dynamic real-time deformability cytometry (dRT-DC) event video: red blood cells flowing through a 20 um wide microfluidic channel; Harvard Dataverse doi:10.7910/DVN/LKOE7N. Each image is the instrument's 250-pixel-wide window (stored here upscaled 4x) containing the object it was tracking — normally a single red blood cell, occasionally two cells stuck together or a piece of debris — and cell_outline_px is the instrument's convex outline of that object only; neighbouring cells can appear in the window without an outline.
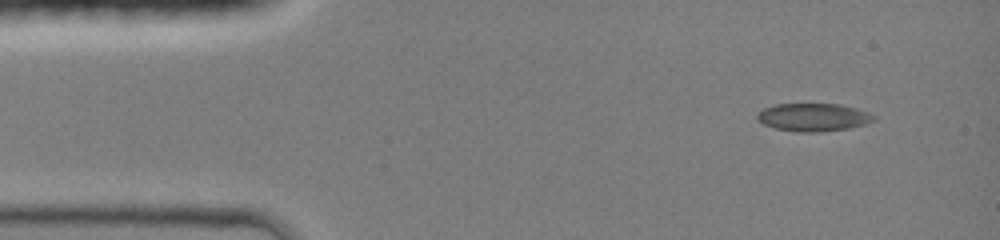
{"species": "common noctule bat (a hibernating species)", "species_latin": "Nyctalus noctula", "temperature_condition": "room temperature", "stored_images_in_passage": 6, "camera_frame_rate_fps": 3000, "um_per_image_px": 0.085, "animal": {"sex": "female", "body_mass_g": 19.0, "forearm_length_mm": 51.5}, "frame": {"image": 1, "passage_image": 1, "time_ms": 0.0, "image_size_px": [1000, 240], "cell_outline_px": [[876, 120], [864, 124], [848, 128], [820, 132], [796, 132], [776, 128], [764, 124], [756, 120], [756, 116], [764, 108], [776, 104], [840, 104], [856, 108], [868, 112], [876, 116]], "centroid_in_image_um": [69.14, 9.97], "position_along_channel_um": 15.9, "area_um2": 18.96}}
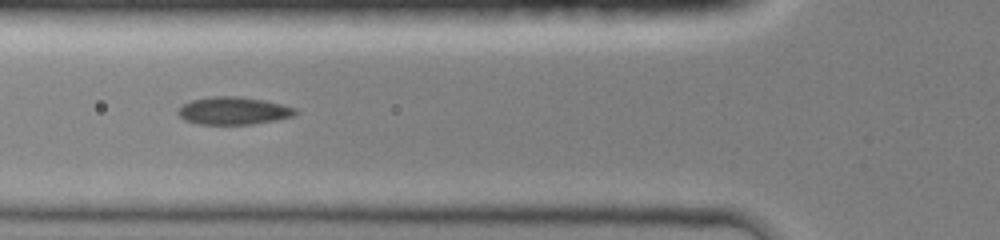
{"frame": {"image": 2, "passage_image": 5, "time_ms": 4.0, "image_size_px": [1000, 240], "cell_outline_px": [[300, 112], [292, 116], [276, 120], [252, 124], [196, 124], [184, 120], [176, 112], [184, 104], [192, 100], [212, 96], [240, 96], [264, 100], [296, 108]], "centroid_in_image_um": [19.85, 9.41], "position_along_channel_um": 106.0, "area_um2": 18.9}}
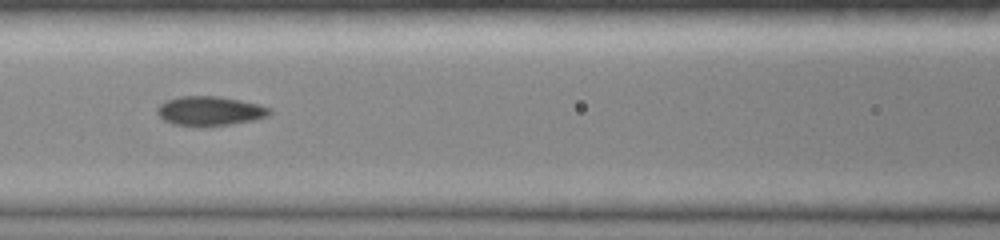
{"frame": {"image": 3, "passage_image": 6, "time_ms": 5.0, "image_size_px": [1000, 240], "cell_outline_px": [[272, 112], [268, 116], [256, 120], [232, 124], [172, 124], [164, 120], [156, 112], [156, 108], [160, 104], [168, 100], [180, 96], [220, 96], [260, 104], [272, 108]], "centroid_in_image_um": [17.9, 9.4], "position_along_channel_um": 148.7, "area_um2": 18.9}}